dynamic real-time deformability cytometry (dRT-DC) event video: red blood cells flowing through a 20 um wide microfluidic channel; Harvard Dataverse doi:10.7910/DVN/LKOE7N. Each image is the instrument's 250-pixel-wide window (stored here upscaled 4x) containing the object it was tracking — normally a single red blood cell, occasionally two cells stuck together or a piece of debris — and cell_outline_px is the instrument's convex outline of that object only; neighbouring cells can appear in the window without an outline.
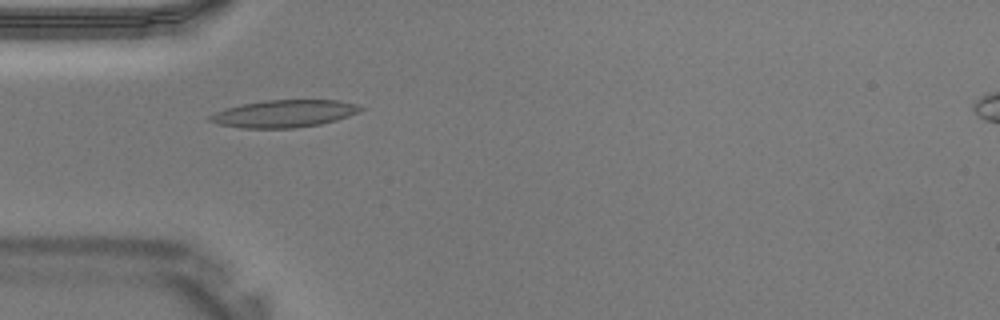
{"species": "Egyptian fruit bat (a non-hibernating species)", "species_latin": "Rousettus aegyptiacus", "temperature_condition": "warm", "stored_images_in_passage": 34, "camera_frame_rate_fps": 3000, "um_per_image_px": 0.085, "animal": {"sex": "male"}, "frame": {"image": 1, "passage_image": 6, "time_ms": 1.667, "image_size_px": [1000, 320], "cell_outline_px": [[364, 108], [360, 112], [336, 120], [320, 124], [296, 128], [244, 128], [220, 124], [208, 120], [208, 116], [224, 108], [264, 100], [340, 100], [356, 104]], "centroid_in_image_um": [24.17, 9.65], "position_along_channel_um": 60.8, "area_um2": 23.93}}
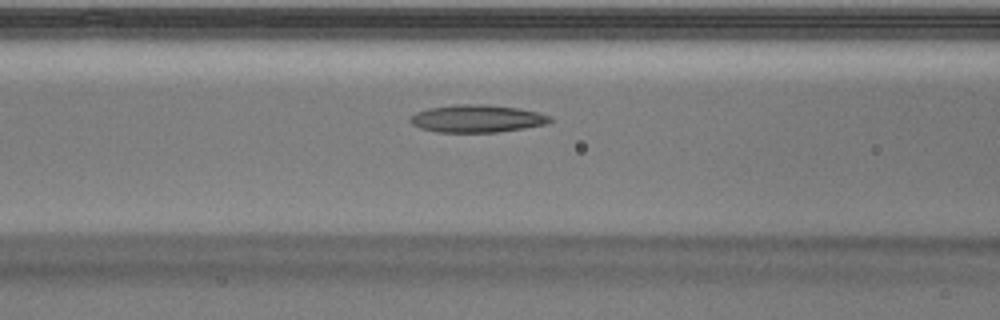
{"frame": {"image": 2, "passage_image": 10, "time_ms": 3.0, "image_size_px": [1000, 320], "cell_outline_px": [[552, 120], [544, 124], [524, 128], [496, 132], [436, 132], [420, 128], [412, 124], [408, 120], [416, 112], [428, 108], [456, 104], [488, 104], [520, 108], [552, 116]], "centroid_in_image_um": [40.52, 10.07], "position_along_channel_um": 126.1, "area_um2": 22.48}}